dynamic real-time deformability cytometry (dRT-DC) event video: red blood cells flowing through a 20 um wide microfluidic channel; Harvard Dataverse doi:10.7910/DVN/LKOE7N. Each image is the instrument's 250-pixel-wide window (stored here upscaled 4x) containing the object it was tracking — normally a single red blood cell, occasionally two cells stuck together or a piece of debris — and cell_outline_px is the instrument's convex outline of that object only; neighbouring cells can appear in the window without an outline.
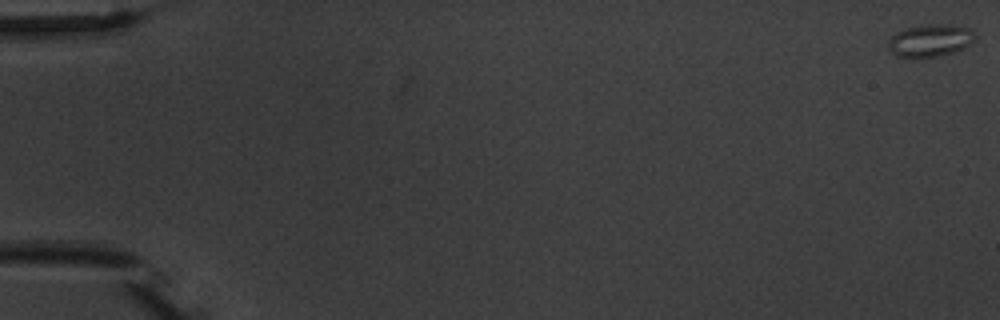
{"species": "common noctule bat (a hibernating species)", "species_latin": "Nyctalus noctula", "temperature_condition": "warm", "stored_images_in_passage": 4, "segment_of_instrument_passage": [1, 2], "camera_frame_rate_fps": 3000, "um_per_image_px": 0.085, "animal": {"sex": "male", "body_mass_g": 20.1, "forearm_length_mm": 53.5}, "frame": {"image": 1, "passage_image": 1, "time_ms": 0.0, "image_size_px": [1000, 320], "cell_outline_px": [[976, 36], [964, 48], [952, 52], [936, 56], [916, 60], [896, 56], [888, 48], [888, 40], [896, 32], [904, 28], [928, 24], [952, 24], [972, 28]], "centroid_in_image_um": [79.03, 3.45], "position_along_channel_um": 6.0, "area_um2": 16.82}}